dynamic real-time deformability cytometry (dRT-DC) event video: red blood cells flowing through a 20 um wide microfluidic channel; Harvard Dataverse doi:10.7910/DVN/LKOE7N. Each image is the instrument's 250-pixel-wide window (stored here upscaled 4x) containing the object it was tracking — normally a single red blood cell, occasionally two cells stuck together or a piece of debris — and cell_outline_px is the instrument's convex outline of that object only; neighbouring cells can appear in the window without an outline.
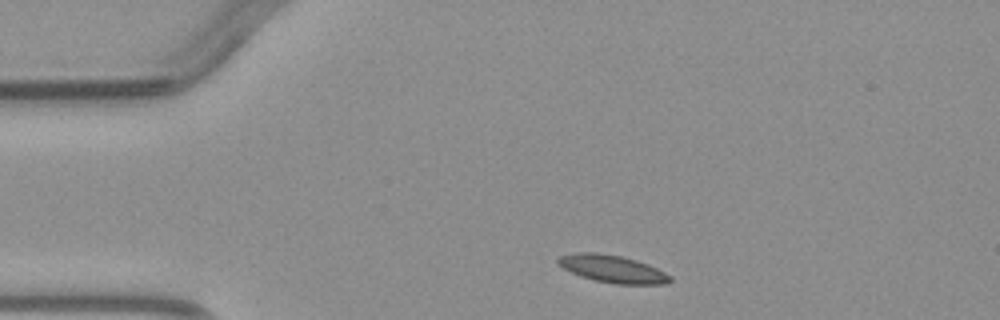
{"species": "common noctule bat (a hibernating species)", "species_latin": "Nyctalus noctula", "temperature_condition": "warm", "stored_images_in_passage": 2, "camera_frame_rate_fps": 3000, "um_per_image_px": 0.085, "animal": {"sex": "male", "body_mass_g": 23.1, "forearm_length_mm": 52.7}, "frame": {"image": 1, "passage_image": 1, "time_ms": 0.0, "image_size_px": [1000, 320], "cell_outline_px": [[672, 280], [668, 284], [616, 284], [596, 280], [580, 276], [564, 268], [556, 260], [560, 256], [576, 252], [596, 252], [620, 256], [636, 260], [648, 264], [672, 276]], "centroid_in_image_um": [52.09, 22.85], "position_along_channel_um": 32.9, "area_um2": 17.8}}